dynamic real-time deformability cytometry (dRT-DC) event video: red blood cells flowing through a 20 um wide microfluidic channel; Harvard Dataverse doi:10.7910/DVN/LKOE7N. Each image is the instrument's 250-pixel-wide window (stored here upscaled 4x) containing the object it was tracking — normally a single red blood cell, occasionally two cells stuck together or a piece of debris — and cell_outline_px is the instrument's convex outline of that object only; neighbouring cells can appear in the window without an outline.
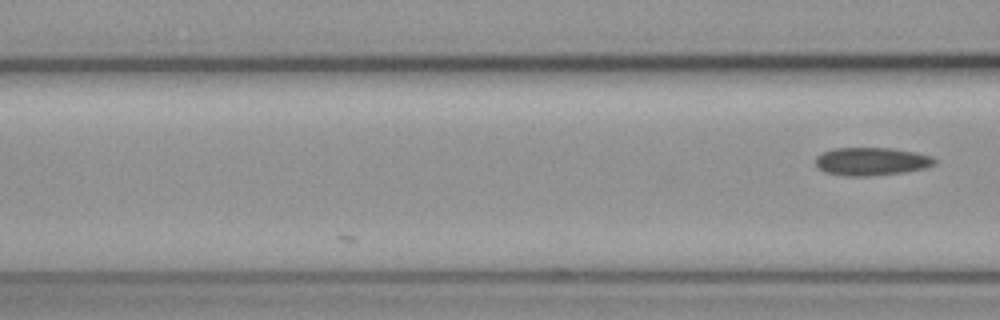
{"species": "common noctule bat (a hibernating species)", "species_latin": "Nyctalus noctula", "temperature_condition": "cold", "stored_images_in_passage": 3, "camera_frame_rate_fps": 3000, "um_per_image_px": 0.085, "animal": {"sex": "female", "body_mass_g": 19.3, "forearm_length_mm": 54.1}, "frame": {"image": 1, "passage_image": 3, "time_ms": 0.667, "image_size_px": [1000, 320], "cell_outline_px": [[936, 164], [924, 168], [904, 172], [868, 176], [848, 176], [824, 172], [816, 164], [816, 156], [820, 152], [832, 148], [892, 148], [916, 152], [932, 156], [936, 160]], "centroid_in_image_um": [74.07, 13.71], "position_along_channel_um": 92.5, "area_um2": 19.54}}